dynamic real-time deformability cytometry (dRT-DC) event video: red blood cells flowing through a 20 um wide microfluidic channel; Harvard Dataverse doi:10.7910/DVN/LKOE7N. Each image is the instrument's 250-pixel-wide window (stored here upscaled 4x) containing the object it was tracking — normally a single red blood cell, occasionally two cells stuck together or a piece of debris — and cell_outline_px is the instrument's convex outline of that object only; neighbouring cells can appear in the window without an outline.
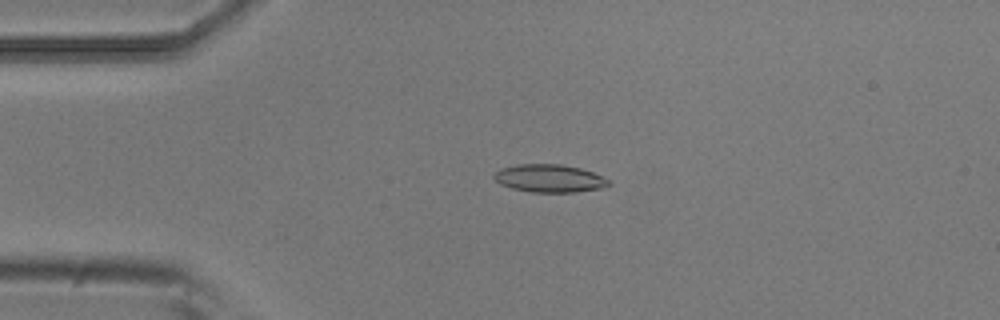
{"species": "common noctule bat (a hibernating species)", "species_latin": "Nyctalus noctula", "temperature_condition": "room temperature", "stored_images_in_passage": 4, "camera_frame_rate_fps": 3000, "um_per_image_px": 0.085, "animal": {"sex": "male", "body_mass_g": 20.5, "forearm_length_mm": 52.5}, "frame": {"image": 1, "passage_image": 3, "time_ms": 0.667, "image_size_px": [1000, 320], "cell_outline_px": [[612, 184], [608, 188], [576, 192], [532, 192], [512, 188], [500, 184], [492, 176], [500, 168], [516, 164], [560, 164], [580, 168], [592, 172], [612, 180]], "centroid_in_image_um": [46.77, 15.16], "position_along_channel_um": 38.2, "area_um2": 18.9}}